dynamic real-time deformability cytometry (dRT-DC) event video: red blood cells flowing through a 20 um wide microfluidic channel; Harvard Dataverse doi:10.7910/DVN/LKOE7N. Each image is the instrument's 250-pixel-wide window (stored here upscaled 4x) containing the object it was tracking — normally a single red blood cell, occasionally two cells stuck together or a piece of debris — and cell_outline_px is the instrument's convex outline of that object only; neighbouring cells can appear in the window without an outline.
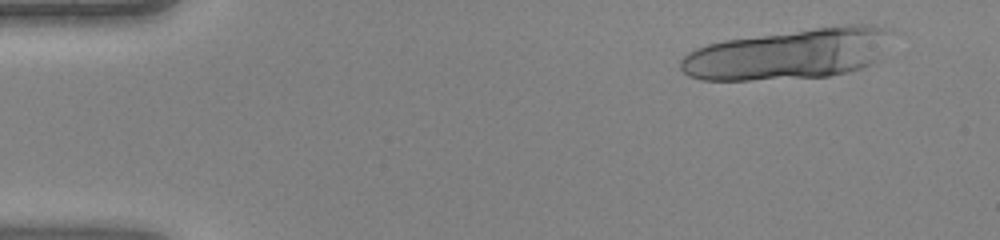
{"species": "human", "species_latin": "Homo sapiens", "temperature_condition": "warm", "stored_images_in_passage": 16, "camera_frame_rate_fps": 3000, "um_per_image_px": 0.085, "donor": {"sex": "female"}, "frame": {"image": 1, "passage_image": 4, "time_ms": 1.0, "image_size_px": [1000, 240], "cell_outline_px": [[892, 32], [876, 60], [872, 64], [848, 72], [828, 76], [748, 80], [700, 80], [688, 76], [680, 68], [680, 60], [688, 52], [696, 48], [708, 44], [724, 40], [816, 28], [848, 24], [876, 24], [892, 28]], "centroid_in_image_um": [67.04, 4.59], "position_along_channel_um": 18.0, "area_um2": 61.9}}